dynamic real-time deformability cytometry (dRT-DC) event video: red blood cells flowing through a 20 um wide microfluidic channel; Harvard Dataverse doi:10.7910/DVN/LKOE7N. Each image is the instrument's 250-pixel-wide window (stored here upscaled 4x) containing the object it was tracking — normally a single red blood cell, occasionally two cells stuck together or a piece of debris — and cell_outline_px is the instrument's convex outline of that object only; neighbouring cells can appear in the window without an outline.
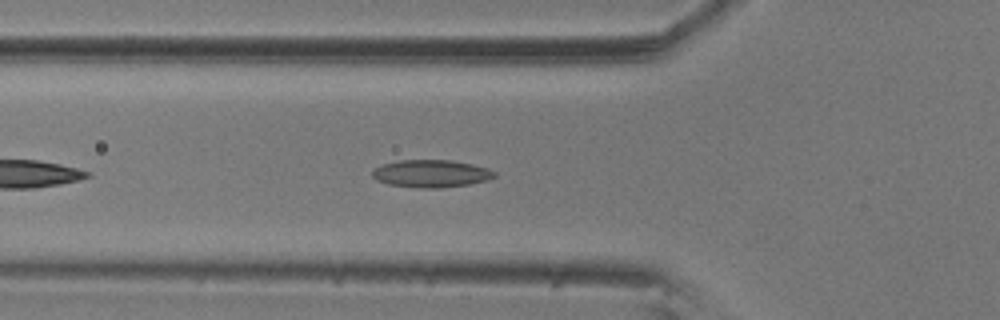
{"species": "common noctule bat (a hibernating species)", "species_latin": "Nyctalus noctula", "temperature_condition": "room temperature", "stored_images_in_passage": 44, "camera_frame_rate_fps": 3000, "um_per_image_px": 0.085, "animal": {"sex": "male", "body_mass_g": 20.5, "forearm_length_mm": 52.5}, "frame": {"image": 1, "passage_image": 7, "time_ms": 2.0, "image_size_px": [1000, 320], "cell_outline_px": [[496, 176], [488, 180], [468, 184], [440, 188], [420, 188], [388, 184], [376, 180], [372, 176], [372, 172], [376, 168], [384, 164], [400, 160], [448, 160], [472, 164], [488, 168], [496, 172]], "centroid_in_image_um": [36.66, 14.76], "position_along_channel_um": 89.1, "area_um2": 19.48}}
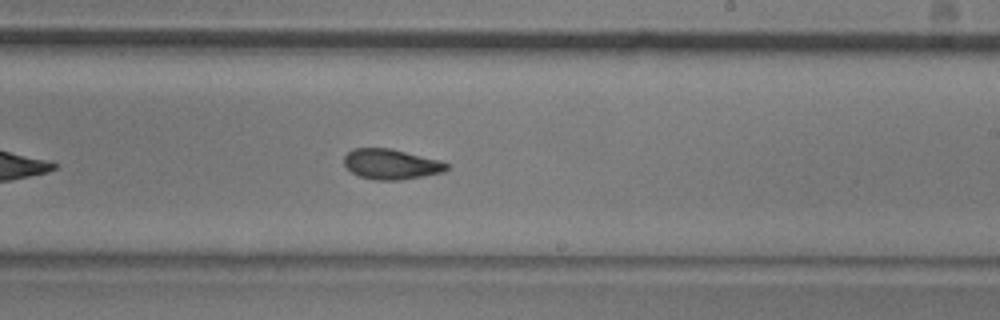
{"frame": {"image": 2, "passage_image": 21, "time_ms": 6.667, "image_size_px": [1000, 320], "cell_outline_px": [[448, 168], [444, 172], [424, 176], [400, 180], [376, 180], [360, 176], [352, 172], [344, 164], [344, 156], [352, 148], [392, 148], [440, 160], [448, 164]], "centroid_in_image_um": [33.26, 13.95], "position_along_channel_um": 255.7, "area_um2": 18.15}}
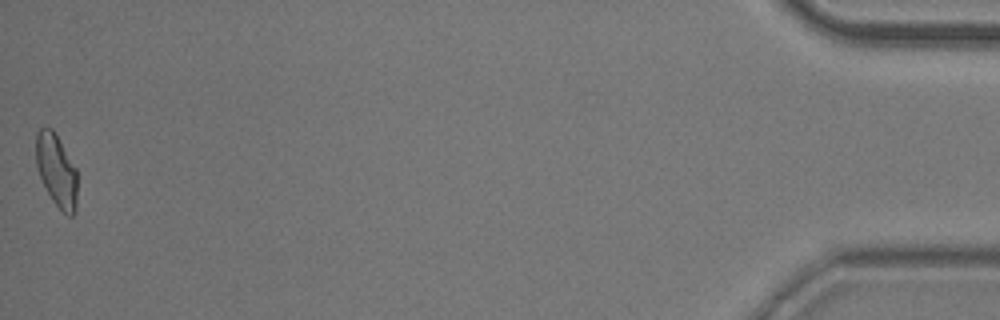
{"frame": {"image": 3, "passage_image": 44, "time_ms": 14.333, "image_size_px": [1000, 320], "cell_outline_px": [[76, 212], [72, 216], [68, 216], [52, 200], [40, 176], [36, 164], [36, 132], [40, 128], [52, 128], [76, 168]], "centroid_in_image_um": [4.8, 14.48], "position_along_channel_um": 430.4, "area_um2": 17.17}, "authors_computed_cell_mechanics": {"area_um2": 18.0047, "velocity_mm_per_s": 3.5578, "shape_relaxation_time_tau1_ms": 7.774, "shape_relaxation_time_tau2_ms": 3.0839, "deformation_change_tau1": 0.18, "deformation_change_tau2": 0.097}}